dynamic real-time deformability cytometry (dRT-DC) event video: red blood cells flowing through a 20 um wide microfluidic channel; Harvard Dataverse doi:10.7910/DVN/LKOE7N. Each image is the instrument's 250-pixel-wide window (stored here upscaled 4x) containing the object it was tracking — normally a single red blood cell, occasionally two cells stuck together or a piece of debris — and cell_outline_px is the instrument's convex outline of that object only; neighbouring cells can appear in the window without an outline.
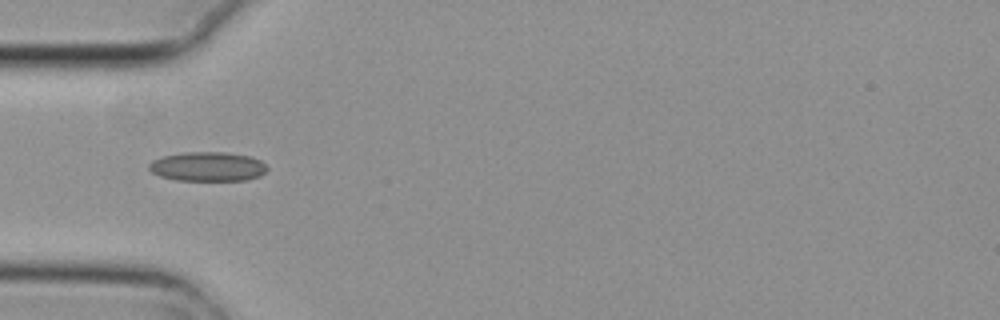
{"species": "common noctule bat (a hibernating species)", "species_latin": "Nyctalus noctula", "temperature_condition": "cold", "stored_images_in_passage": 5, "camera_frame_rate_fps": 3000, "um_per_image_px": 0.085, "animal": {"sex": "female", "body_mass_g": 29.2, "forearm_length_mm": 56.3}, "frame": {"image": 1, "passage_image": 1, "time_ms": 0.0, "image_size_px": [1000, 320], "cell_outline_px": [[268, 168], [260, 176], [244, 180], [176, 180], [160, 176], [152, 172], [148, 168], [148, 164], [152, 160], [164, 156], [184, 152], [224, 152], [252, 156], [260, 160]], "centroid_in_image_um": [17.65, 14.15], "position_along_channel_um": 67.4, "area_um2": 20.17}}
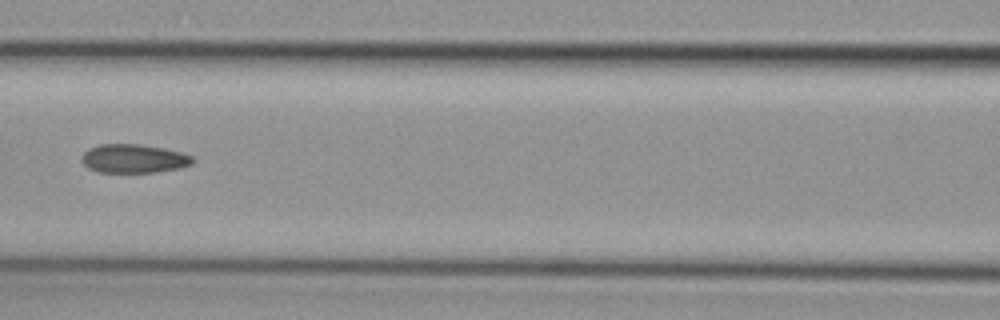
{"frame": {"image": 2, "passage_image": 3, "time_ms": 0.667, "image_size_px": [1000, 320], "cell_outline_px": [[196, 160], [192, 164], [180, 168], [152, 172], [96, 172], [88, 168], [80, 160], [80, 156], [88, 148], [100, 144], [140, 144], [164, 148], [184, 152], [192, 156]], "centroid_in_image_um": [11.36, 13.47], "position_along_channel_um": 155.2, "area_um2": 18.84}}
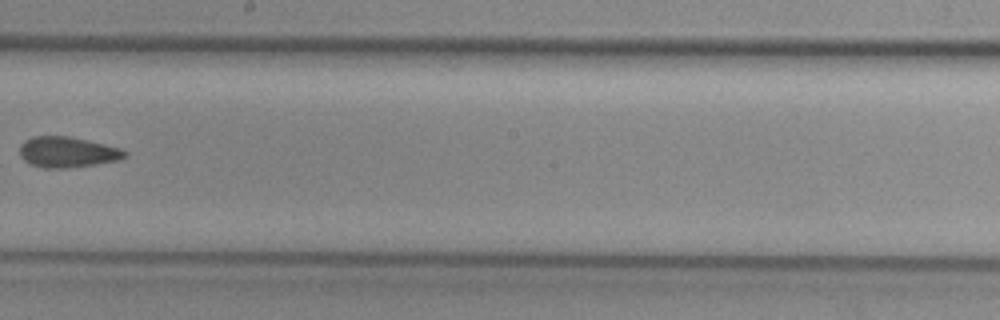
{"frame": {"image": 3, "passage_image": 5, "time_ms": 1.333, "image_size_px": [1000, 320], "cell_outline_px": [[128, 156], [120, 160], [96, 164], [64, 168], [44, 168], [28, 164], [20, 156], [20, 144], [24, 140], [32, 136], [68, 136], [104, 144], [120, 148], [128, 152]], "centroid_in_image_um": [5.72, 12.93], "position_along_channel_um": 242.5, "area_um2": 18.9}}